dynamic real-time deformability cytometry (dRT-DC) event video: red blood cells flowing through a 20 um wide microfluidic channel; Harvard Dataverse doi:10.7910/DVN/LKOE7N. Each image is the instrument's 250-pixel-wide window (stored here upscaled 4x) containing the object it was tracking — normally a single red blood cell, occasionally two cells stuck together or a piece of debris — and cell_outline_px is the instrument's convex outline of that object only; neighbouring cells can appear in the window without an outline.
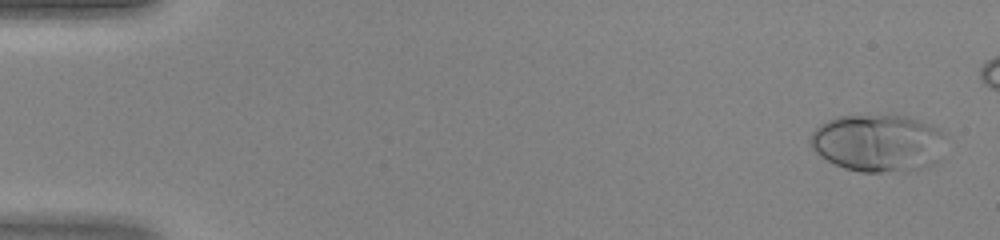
{"species": "human", "species_latin": "Homo sapiens", "temperature_condition": "warm", "stored_images_in_passage": 42, "camera_frame_rate_fps": 3000, "um_per_image_px": 0.085, "donor": {"sex": "female"}, "frame": {"image": 1, "passage_image": 2, "time_ms": 0.333, "image_size_px": [1000, 240], "cell_outline_px": [[940, 160], [932, 164], [908, 172], [860, 172], [844, 168], [820, 156], [808, 144], [808, 140], [812, 132], [820, 124], [836, 116], [908, 116], [932, 124], [940, 128]], "centroid_in_image_um": [74.58, 12.17], "position_along_channel_um": 10.4, "area_um2": 45.26}}
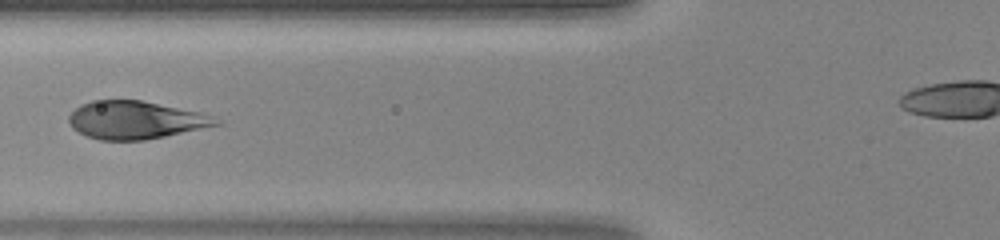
{"frame": {"image": 2, "passage_image": 19, "time_ms": 6.0, "image_size_px": [1000, 240], "cell_outline_px": [[224, 124], [144, 140], [100, 140], [88, 136], [72, 128], [68, 120], [68, 116], [80, 104], [92, 100], [140, 100], [200, 112], [212, 116]], "centroid_in_image_um": [11.51, 10.2], "position_along_channel_um": 114.3, "area_um2": 32.31}}
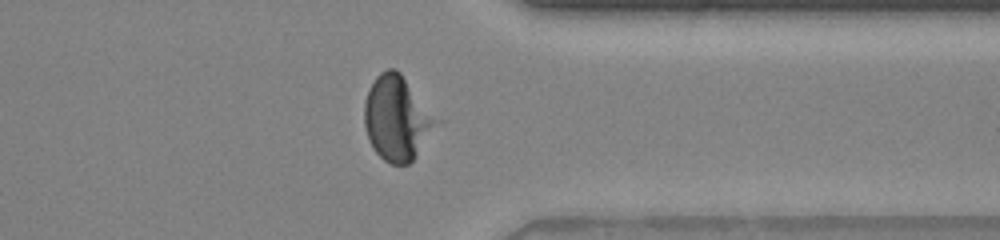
{"frame": {"image": 3, "passage_image": 37, "time_ms": 12.0, "image_size_px": [1000, 240], "cell_outline_px": [[432, 124], [416, 156], [408, 164], [388, 164], [372, 148], [368, 140], [364, 124], [364, 100], [368, 88], [376, 76], [380, 72], [388, 68], [396, 68], [400, 72], [432, 120]], "centroid_in_image_um": [33.55, 10.06], "position_along_channel_um": 377.9, "area_um2": 33.35}}